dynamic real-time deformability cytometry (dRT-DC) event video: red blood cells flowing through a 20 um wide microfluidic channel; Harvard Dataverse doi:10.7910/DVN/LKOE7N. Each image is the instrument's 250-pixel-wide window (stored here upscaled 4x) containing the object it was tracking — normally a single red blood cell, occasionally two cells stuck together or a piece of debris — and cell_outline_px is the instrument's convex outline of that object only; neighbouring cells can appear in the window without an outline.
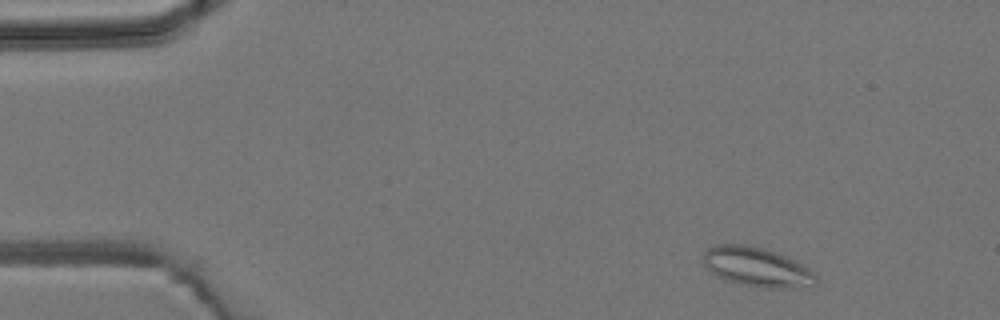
{"species": "common noctule bat (a hibernating species)", "species_latin": "Nyctalus noctula", "temperature_condition": "room temperature", "stored_images_in_passage": 3, "camera_frame_rate_fps": 3000, "um_per_image_px": 0.085, "animal": {"sex": "male", "body_mass_g": 19.2, "forearm_length_mm": 51.8}, "frame": {"image": 1, "passage_image": 1, "time_ms": 0.0, "image_size_px": [1000, 320], "cell_outline_px": [[820, 280], [816, 284], [792, 288], [768, 288], [744, 284], [728, 280], [712, 272], [704, 264], [704, 252], [708, 248], [716, 244], [744, 244], [764, 248], [788, 256], [808, 268]], "centroid_in_image_um": [64.37, 22.68], "position_along_channel_um": 20.6, "area_um2": 25.61}}